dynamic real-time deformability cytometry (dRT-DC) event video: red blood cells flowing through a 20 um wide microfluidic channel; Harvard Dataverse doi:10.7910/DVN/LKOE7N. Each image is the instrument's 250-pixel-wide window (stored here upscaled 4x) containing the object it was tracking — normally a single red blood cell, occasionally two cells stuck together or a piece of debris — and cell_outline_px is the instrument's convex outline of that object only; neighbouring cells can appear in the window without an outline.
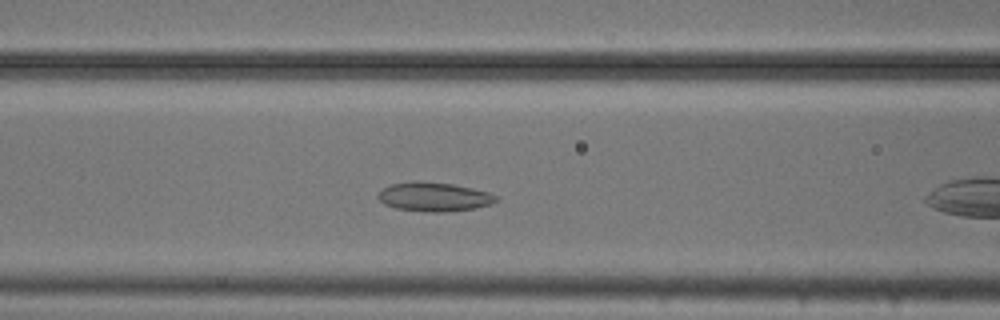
{"species": "common noctule bat (a hibernating species)", "species_latin": "Nyctalus noctula", "temperature_condition": "cold", "stored_images_in_passage": 42, "camera_frame_rate_fps": 3000, "um_per_image_px": 0.085, "animal": {"sex": "male", "body_mass_g": 20.5, "forearm_length_mm": 52.5}, "frame": {"image": 1, "passage_image": 9, "time_ms": 2.667, "image_size_px": [1000, 320], "cell_outline_px": [[496, 200], [492, 204], [476, 208], [444, 212], [428, 212], [396, 208], [384, 204], [376, 196], [384, 188], [392, 184], [416, 180], [452, 184], [472, 188], [488, 192], [496, 196]], "centroid_in_image_um": [36.88, 16.73], "position_along_channel_um": 129.7, "area_um2": 19.88}}
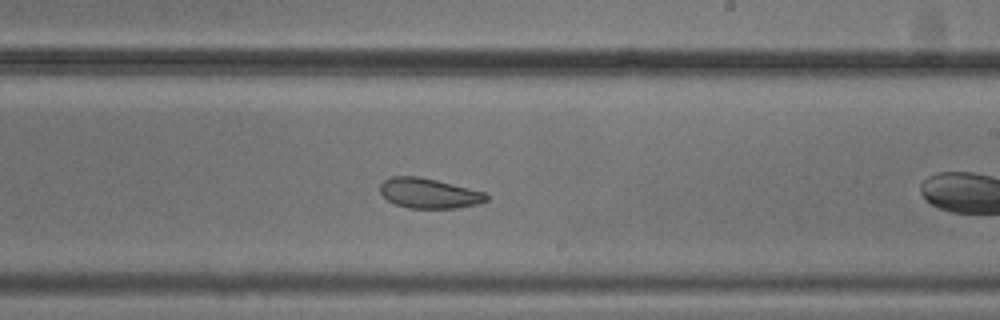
{"frame": {"image": 2, "passage_image": 19, "time_ms": 6.0, "image_size_px": [1000, 320], "cell_outline_px": [[488, 200], [476, 204], [456, 208], [408, 208], [396, 204], [388, 200], [380, 192], [380, 184], [384, 180], [392, 176], [416, 176], [436, 180], [484, 192], [488, 196]], "centroid_in_image_um": [36.44, 16.43], "position_along_channel_um": 252.6, "area_um2": 18.38}}
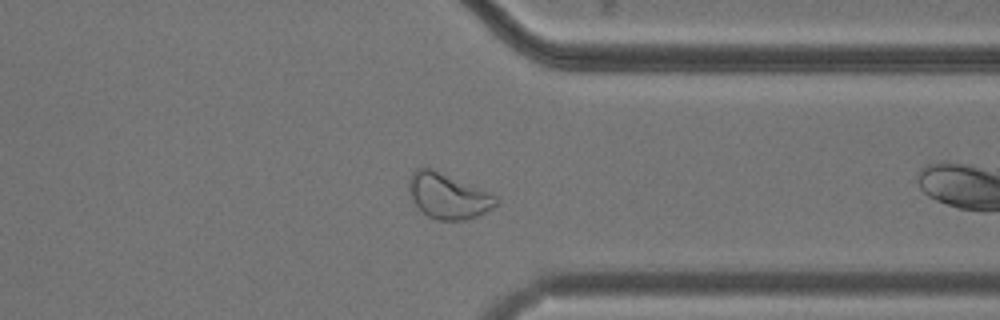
{"frame": {"image": 3, "passage_image": 29, "time_ms": 9.333, "image_size_px": [1000, 320], "cell_outline_px": [[500, 200], [492, 208], [476, 216], [464, 220], [436, 220], [428, 216], [412, 200], [408, 192], [408, 180], [412, 172], [416, 168], [432, 168], [492, 192]], "centroid_in_image_um": [38.09, 16.63], "position_along_channel_um": 373.3, "area_um2": 23.24}, "authors_computed_cell_mechanics": {"area_um2": 22.4842, "velocity_mm_per_s": 3.6825, "shape_relaxation_time_tau1_ms": null, "shape_relaxation_time_tau2_ms": 0.2624, "deformation_change_tau1": null, "deformation_change_tau2": 0.0496}}